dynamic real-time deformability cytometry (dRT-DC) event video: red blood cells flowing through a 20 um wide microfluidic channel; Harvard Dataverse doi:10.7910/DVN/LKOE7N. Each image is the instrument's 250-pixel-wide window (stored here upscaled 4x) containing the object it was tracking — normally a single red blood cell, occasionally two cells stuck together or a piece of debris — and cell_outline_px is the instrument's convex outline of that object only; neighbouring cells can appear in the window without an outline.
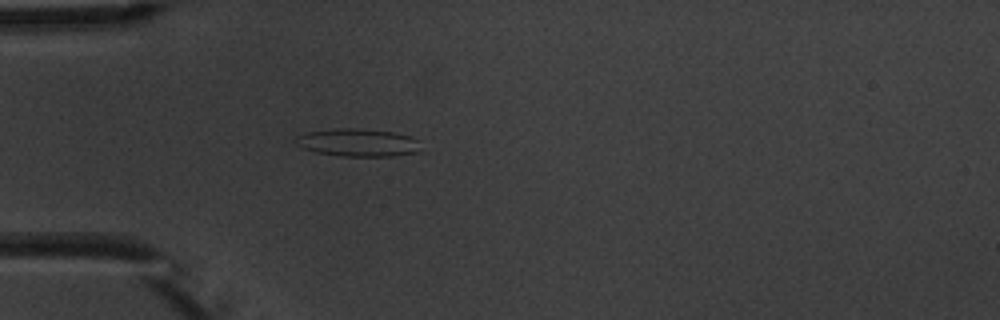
{"species": "common noctule bat (a hibernating species)", "species_latin": "Nyctalus noctula", "temperature_condition": "warm", "stored_images_in_passage": 4, "camera_frame_rate_fps": 3000, "um_per_image_px": 0.085, "animal": {"sex": "male", "body_mass_g": 20.1, "forearm_length_mm": 53.5}, "frame": {"image": 1, "passage_image": 4, "time_ms": 4.333, "image_size_px": [1000, 320], "cell_outline_px": [[420, 140], [416, 152], [392, 156], [344, 156], [316, 152], [304, 148], [296, 144], [292, 140], [296, 136], [308, 132], [336, 128], [356, 128], [392, 132], [412, 136]], "centroid_in_image_um": [30.4, 12.11], "position_along_channel_um": 54.6, "area_um2": 20.17}}